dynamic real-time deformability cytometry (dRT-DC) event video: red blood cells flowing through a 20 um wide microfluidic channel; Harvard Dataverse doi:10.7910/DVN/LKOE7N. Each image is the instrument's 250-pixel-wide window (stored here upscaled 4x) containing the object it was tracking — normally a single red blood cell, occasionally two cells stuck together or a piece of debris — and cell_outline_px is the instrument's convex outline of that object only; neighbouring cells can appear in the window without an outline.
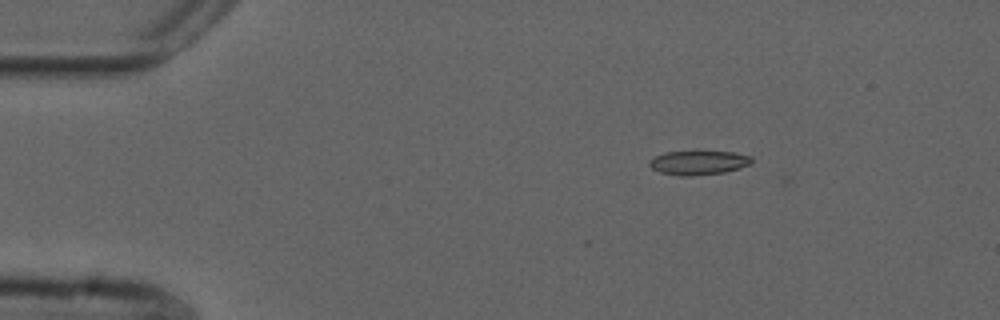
{"species": "common noctule bat (a hibernating species)", "species_latin": "Nyctalus noctula", "temperature_condition": "cold", "stored_images_in_passage": 47, "camera_frame_rate_fps": 3000, "um_per_image_px": 0.085, "animal": {"sex": "male", "forearm_length_mm": 52.5}, "frame": {"image": 1, "passage_image": 1, "time_ms": 0.0, "image_size_px": [1000, 320], "cell_outline_px": [[752, 164], [724, 172], [688, 176], [680, 176], [660, 172], [652, 168], [648, 164], [648, 160], [664, 152], [732, 152], [752, 156]], "centroid_in_image_um": [59.36, 13.83], "position_along_channel_um": 25.6, "area_um2": 14.22}}
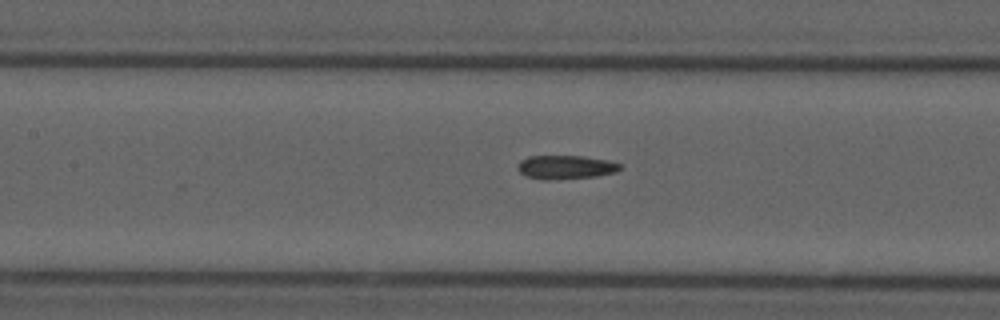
{"frame": {"image": 2, "passage_image": 17, "time_ms": 5.333, "image_size_px": [1000, 320], "cell_outline_px": [[624, 168], [616, 172], [596, 176], [548, 180], [544, 180], [524, 176], [516, 168], [520, 160], [528, 156], [584, 156], [608, 160], [620, 164]], "centroid_in_image_um": [48.07, 14.21], "position_along_channel_um": 159.3, "area_um2": 14.33}}
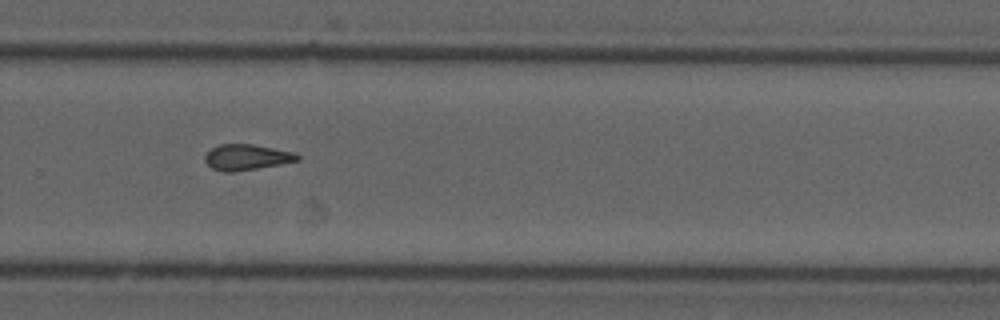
{"frame": {"image": 3, "passage_image": 29, "time_ms": 9.333, "image_size_px": [1000, 320], "cell_outline_px": [[300, 160], [280, 164], [232, 172], [224, 172], [212, 168], [204, 160], [204, 156], [212, 148], [220, 144], [252, 144], [296, 152], [300, 156]], "centroid_in_image_um": [20.98, 13.35], "position_along_channel_um": 308.8, "area_um2": 13.81}, "authors_computed_cell_mechanics": {"area_um2": 14.1032, "velocity_mm_per_s": 3.754, "shape_relaxation_time_tau1_ms": null, "shape_relaxation_time_tau2_ms": 3.4145, "deformation_change_tau1": null, "deformation_change_tau2": 0.1004}}